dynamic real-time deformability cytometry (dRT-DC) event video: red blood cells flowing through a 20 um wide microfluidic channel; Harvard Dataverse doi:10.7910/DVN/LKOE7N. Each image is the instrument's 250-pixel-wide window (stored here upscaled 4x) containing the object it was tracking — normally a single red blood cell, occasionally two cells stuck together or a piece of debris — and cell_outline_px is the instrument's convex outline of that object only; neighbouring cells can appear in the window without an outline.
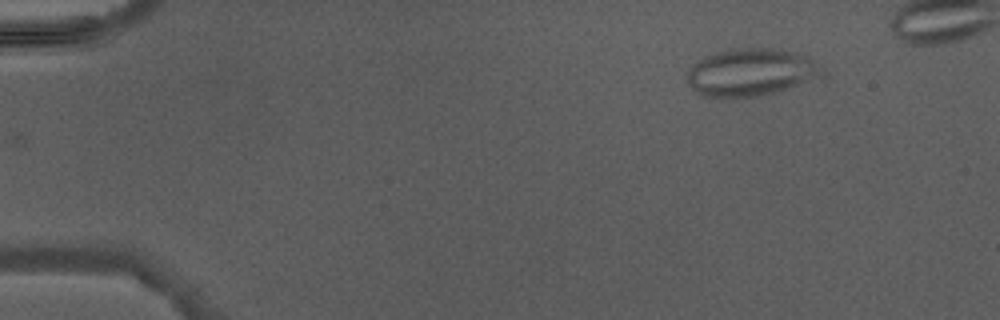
{"species": "Egyptian fruit bat (a non-hibernating species)", "species_latin": "Rousettus aegyptiacus", "temperature_condition": "warm", "stored_images_in_passage": 2, "camera_frame_rate_fps": 3000, "um_per_image_px": 0.085, "animal": {"sex": "male"}, "frame": {"image": 1, "passage_image": 2, "time_ms": 2.0, "image_size_px": [1000, 320], "cell_outline_px": [[812, 72], [796, 84], [776, 92], [756, 96], [704, 96], [696, 92], [688, 84], [688, 68], [704, 56], [728, 48], [772, 48], [808, 56], [812, 60]], "centroid_in_image_um": [63.56, 6.11], "position_along_channel_um": 21.4, "area_um2": 35.26}}